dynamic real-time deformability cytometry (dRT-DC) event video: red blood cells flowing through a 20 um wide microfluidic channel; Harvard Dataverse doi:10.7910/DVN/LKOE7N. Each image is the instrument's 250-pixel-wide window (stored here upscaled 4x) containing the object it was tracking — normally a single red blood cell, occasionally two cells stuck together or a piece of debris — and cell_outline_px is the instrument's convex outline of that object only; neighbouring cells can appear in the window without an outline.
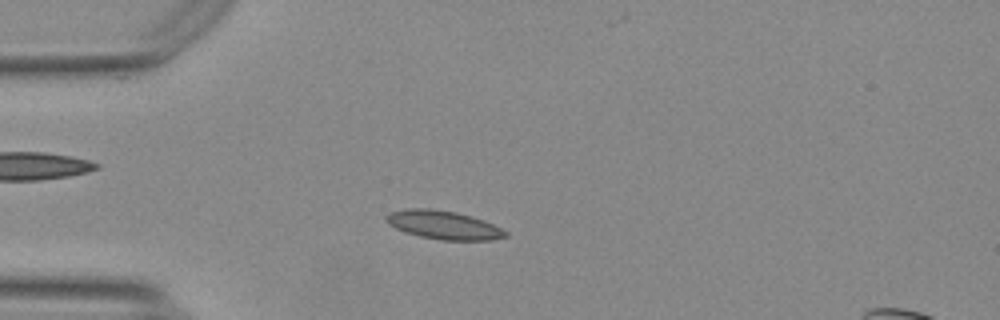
{"species": "Egyptian fruit bat (a non-hibernating species)", "species_latin": "Rousettus aegyptiacus", "temperature_condition": "warm", "stored_images_in_passage": 32, "camera_frame_rate_fps": 3000, "um_per_image_px": 0.085, "animal": {"sex": "female"}, "frame": {"image": 1, "passage_image": 12, "time_ms": 3.667, "image_size_px": [1000, 320], "cell_outline_px": [[508, 236], [492, 240], [440, 240], [420, 236], [404, 232], [388, 224], [384, 220], [384, 216], [392, 212], [408, 208], [428, 208], [456, 212], [472, 216], [484, 220], [508, 232]], "centroid_in_image_um": [37.69, 19.12], "position_along_channel_um": 47.3, "area_um2": 19.88}}
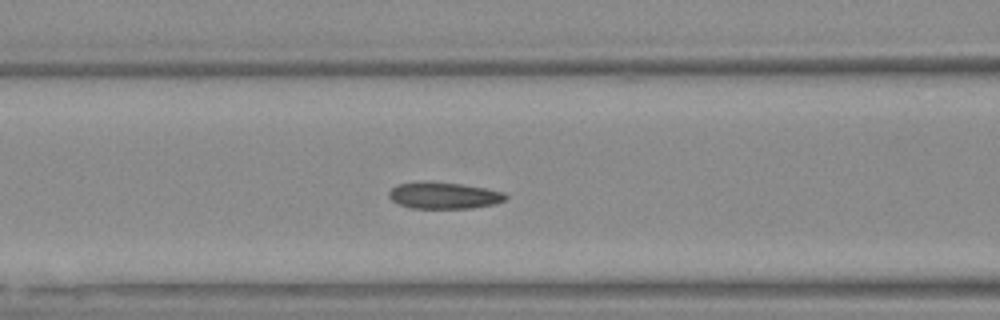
{"frame": {"image": 2, "passage_image": 20, "time_ms": 6.333, "image_size_px": [1000, 320], "cell_outline_px": [[508, 196], [504, 200], [496, 204], [472, 208], [412, 208], [400, 204], [392, 200], [388, 196], [388, 192], [396, 184], [460, 184], [484, 188], [504, 192]], "centroid_in_image_um": [37.78, 16.66], "position_along_channel_um": 128.8, "area_um2": 17.28}}
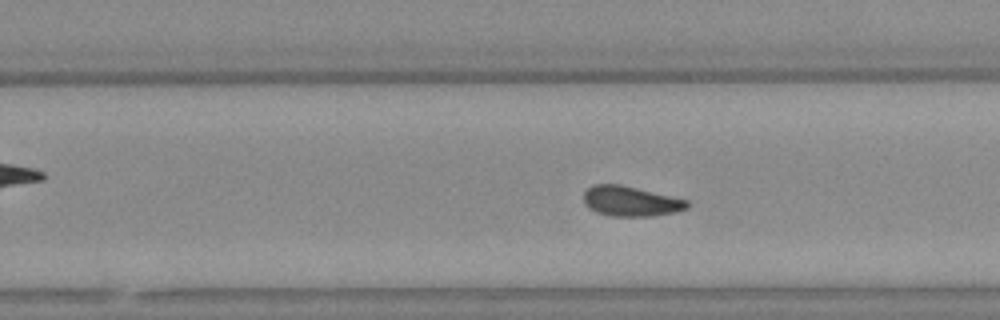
{"frame": {"image": 3, "passage_image": 32, "time_ms": 10.333, "image_size_px": [1000, 320], "cell_outline_px": [[688, 208], [676, 212], [652, 216], [612, 216], [596, 212], [588, 208], [584, 204], [584, 192], [592, 184], [620, 184], [688, 200]], "centroid_in_image_um": [53.59, 17.1], "position_along_channel_um": 276.2, "area_um2": 18.15}}